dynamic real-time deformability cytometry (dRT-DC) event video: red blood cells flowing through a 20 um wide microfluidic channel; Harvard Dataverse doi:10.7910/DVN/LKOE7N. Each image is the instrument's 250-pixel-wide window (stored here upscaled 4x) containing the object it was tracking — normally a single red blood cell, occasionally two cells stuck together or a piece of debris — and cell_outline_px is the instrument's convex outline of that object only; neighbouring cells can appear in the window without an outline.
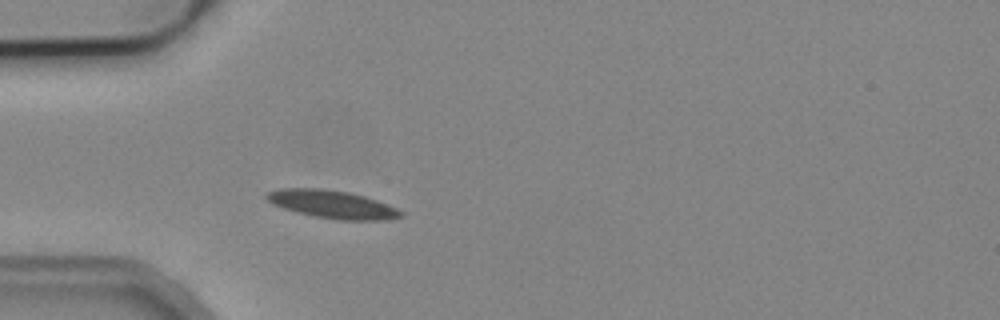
{"species": "common noctule bat (a hibernating species)", "species_latin": "Nyctalus noctula", "temperature_condition": "cold", "stored_images_in_passage": 4, "camera_frame_rate_fps": 3000, "um_per_image_px": 0.085, "animal": {"sex": "male", "body_mass_g": 19.2, "forearm_length_mm": 51.8}, "frame": {"image": 1, "passage_image": 4, "time_ms": 3.667, "image_size_px": [1000, 320], "cell_outline_px": [[404, 216], [388, 220], [340, 220], [316, 216], [284, 208], [272, 204], [264, 196], [268, 192], [280, 188], [320, 188], [348, 192], [364, 196], [388, 204], [404, 212]], "centroid_in_image_um": [28.28, 17.36], "position_along_channel_um": 56.7, "area_um2": 21.73}}